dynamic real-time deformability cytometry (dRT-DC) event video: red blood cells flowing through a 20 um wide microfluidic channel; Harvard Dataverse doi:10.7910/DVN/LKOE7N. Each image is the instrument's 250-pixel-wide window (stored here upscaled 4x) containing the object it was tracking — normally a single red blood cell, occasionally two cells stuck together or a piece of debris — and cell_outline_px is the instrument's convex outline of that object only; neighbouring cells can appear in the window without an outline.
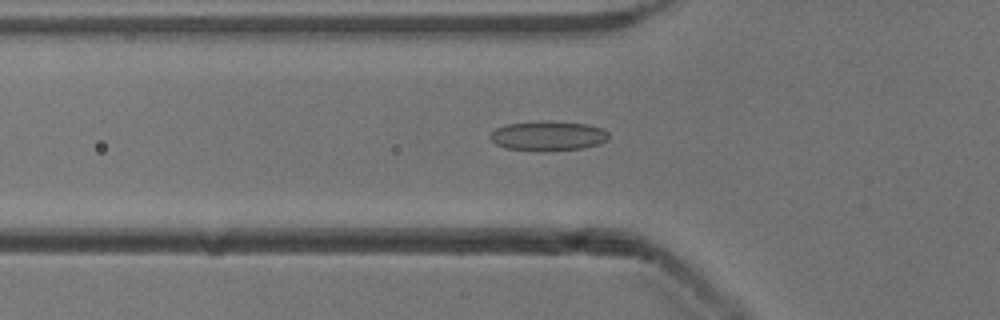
{"species": "common noctule bat (a hibernating species)", "species_latin": "Nyctalus noctula", "temperature_condition": "cold", "stored_images_in_passage": 53, "camera_frame_rate_fps": 3000, "um_per_image_px": 0.085, "animal": {"sex": "male", "body_mass_g": 13.3}, "frame": {"image": 1, "passage_image": 18, "time_ms": 5.667, "image_size_px": [1000, 320], "cell_outline_px": [[608, 140], [600, 144], [584, 148], [544, 152], [540, 152], [504, 148], [496, 144], [488, 136], [496, 128], [508, 124], [588, 124], [600, 128], [608, 132]], "centroid_in_image_um": [46.59, 11.63], "position_along_channel_um": 79.2, "area_um2": 19.71}}
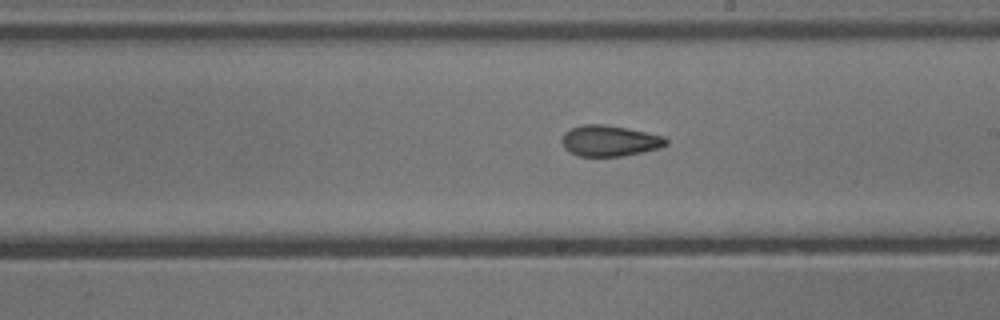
{"frame": {"image": 2, "passage_image": 30, "time_ms": 9.667, "image_size_px": [1000, 320], "cell_outline_px": [[668, 144], [660, 148], [624, 156], [580, 156], [568, 152], [564, 148], [560, 140], [564, 132], [572, 128], [584, 124], [604, 124], [628, 128], [664, 136], [668, 140]], "centroid_in_image_um": [51.81, 11.97], "position_along_channel_um": 237.2, "area_um2": 18.96}}
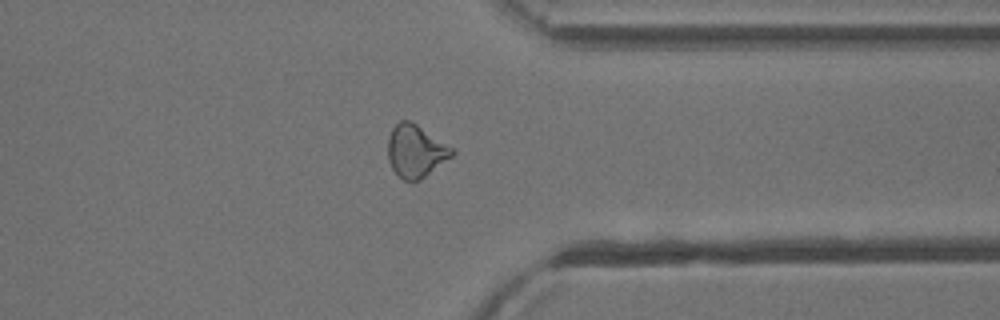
{"frame": {"image": 3, "passage_image": 41, "time_ms": 13.333, "image_size_px": [1000, 320], "cell_outline_px": [[456, 152], [452, 156], [420, 180], [404, 180], [392, 168], [388, 160], [388, 136], [392, 128], [400, 120], [412, 120], [452, 148]], "centroid_in_image_um": [35.32, 12.81], "position_along_channel_um": 376.1, "area_um2": 19.48}, "authors_computed_cell_mechanics": {"area_um2": 19.7676, "velocity_mm_per_s": 3.9198, "shape_relaxation_time_tau1_ms": 9.9407, "shape_relaxation_time_tau2_ms": 2.4629, "deformation_change_tau1": 0.1949, "deformation_change_tau2": 0.086}}